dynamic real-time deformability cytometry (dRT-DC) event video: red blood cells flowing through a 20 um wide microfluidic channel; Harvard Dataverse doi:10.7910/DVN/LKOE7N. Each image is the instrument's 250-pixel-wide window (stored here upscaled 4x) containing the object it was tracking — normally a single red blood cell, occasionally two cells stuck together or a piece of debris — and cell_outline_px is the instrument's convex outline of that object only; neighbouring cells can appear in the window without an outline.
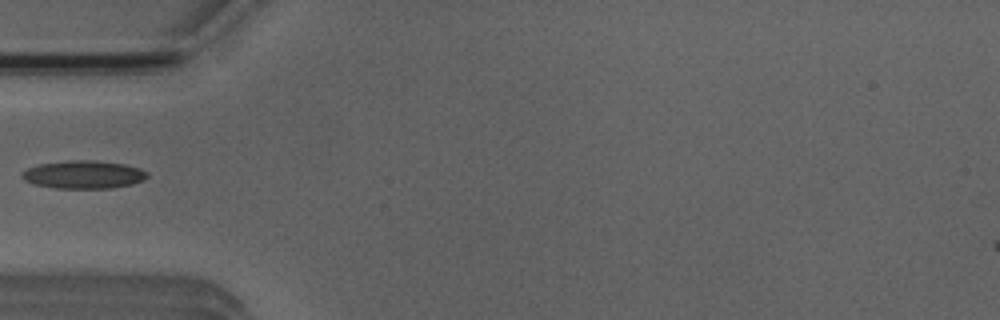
{"species": "Egyptian fruit bat (a non-hibernating species)", "species_latin": "Rousettus aegyptiacus", "temperature_condition": "room temperature", "stored_images_in_passage": 4, "camera_frame_rate_fps": 3000, "um_per_image_px": 0.085, "animal": {"sex": "male"}, "frame": {"image": 1, "passage_image": 4, "time_ms": 4.333, "image_size_px": [1000, 320], "cell_outline_px": [[148, 176], [144, 180], [132, 184], [112, 188], [56, 188], [32, 184], [24, 180], [20, 176], [28, 168], [40, 164], [68, 160], [96, 160], [124, 164], [140, 168], [148, 172]], "centroid_in_image_um": [7.12, 14.84], "position_along_channel_um": 77.9, "area_um2": 20.52}}